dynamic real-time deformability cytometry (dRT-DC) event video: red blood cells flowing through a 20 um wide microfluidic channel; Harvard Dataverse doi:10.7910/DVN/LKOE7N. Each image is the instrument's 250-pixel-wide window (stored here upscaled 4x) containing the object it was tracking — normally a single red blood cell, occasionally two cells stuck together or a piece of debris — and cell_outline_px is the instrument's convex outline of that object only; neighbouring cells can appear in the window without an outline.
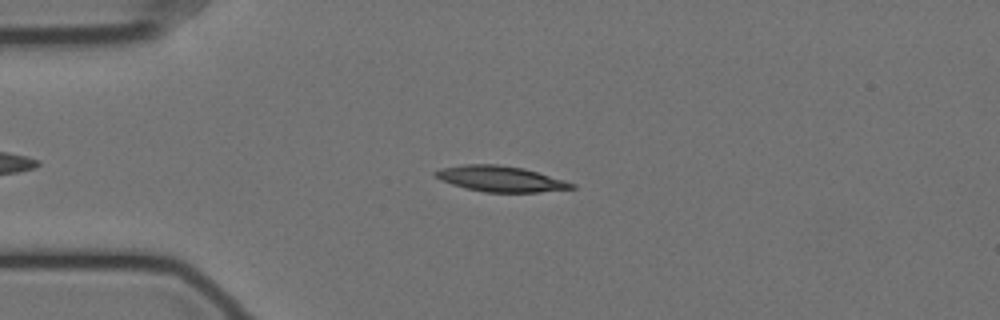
{"species": "Egyptian fruit bat (a non-hibernating species)", "species_latin": "Rousettus aegyptiacus", "temperature_condition": "cold", "stored_images_in_passage": 58, "camera_frame_rate_fps": 3000, "um_per_image_px": 0.085, "animal": {"sex": "female"}, "frame": {"image": 1, "passage_image": 14, "time_ms": 4.333, "image_size_px": [1000, 320], "cell_outline_px": [[576, 188], [540, 192], [484, 192], [464, 188], [440, 180], [432, 176], [432, 172], [440, 168], [464, 164], [496, 164], [524, 168], [564, 180], [576, 184]], "centroid_in_image_um": [42.5, 15.2], "position_along_channel_um": 42.5, "area_um2": 20.58}}
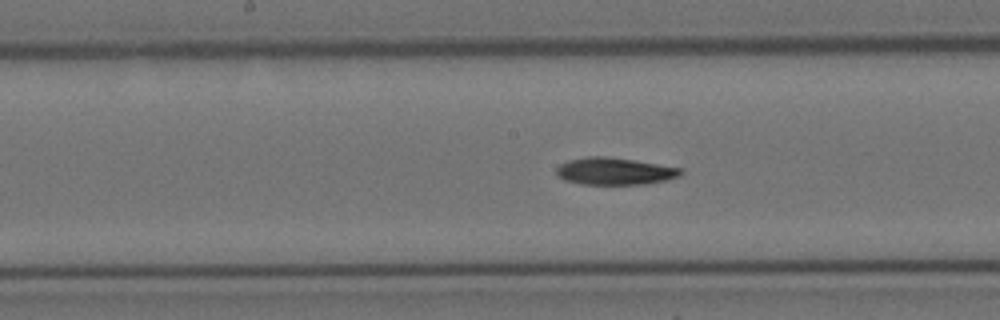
{"frame": {"image": 2, "passage_image": 29, "time_ms": 9.333, "image_size_px": [1000, 320], "cell_outline_px": [[684, 172], [680, 176], [664, 180], [644, 184], [580, 184], [564, 180], [556, 176], [556, 168], [560, 164], [568, 160], [588, 156], [604, 156], [632, 160], [684, 168]], "centroid_in_image_um": [52.22, 14.55], "position_along_channel_um": 196.0, "area_um2": 19.71}}
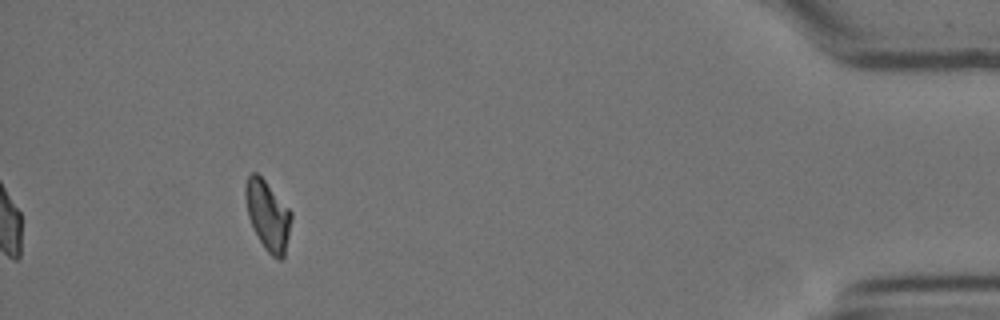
{"frame": {"image": 3, "passage_image": 53, "time_ms": 17.333, "image_size_px": [1000, 320], "cell_outline_px": [[292, 216], [284, 256], [280, 260], [272, 256], [264, 248], [248, 216], [244, 196], [244, 184], [248, 176], [252, 172], [256, 172], [264, 180], [292, 212]], "centroid_in_image_um": [22.74, 18.28], "position_along_channel_um": 412.5, "area_um2": 18.32}, "authors_computed_cell_mechanics": {"area_um2": 19.4786, "velocity_mm_per_s": 3.4973, "shape_relaxation_time_tau1_ms": 8.7574, "shape_relaxation_time_tau2_ms": null, "deformation_change_tau1": 0.2085, "deformation_change_tau2": null}}